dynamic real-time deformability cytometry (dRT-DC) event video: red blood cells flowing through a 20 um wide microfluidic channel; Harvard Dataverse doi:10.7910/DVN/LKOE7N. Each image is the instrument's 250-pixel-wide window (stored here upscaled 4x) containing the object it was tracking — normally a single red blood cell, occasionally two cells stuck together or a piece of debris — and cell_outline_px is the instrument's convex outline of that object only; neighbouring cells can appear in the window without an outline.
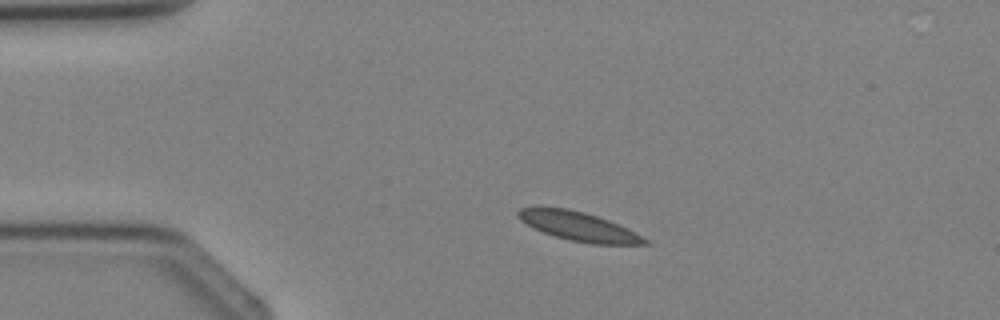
{"species": "Egyptian fruit bat (a non-hibernating species)", "species_latin": "Rousettus aegyptiacus", "temperature_condition": "cold", "stored_images_in_passage": 2, "camera_frame_rate_fps": 3000, "um_per_image_px": 0.085, "animal": {"sex": "female"}, "frame": {"image": 1, "passage_image": 1, "time_ms": 0.0, "image_size_px": [1000, 320], "cell_outline_px": [[652, 244], [592, 244], [568, 240], [544, 232], [520, 220], [516, 216], [516, 212], [520, 208], [568, 208], [584, 212], [608, 220], [628, 228], [648, 240]], "centroid_in_image_um": [49.22, 19.25], "position_along_channel_um": 35.8, "area_um2": 21.04}}